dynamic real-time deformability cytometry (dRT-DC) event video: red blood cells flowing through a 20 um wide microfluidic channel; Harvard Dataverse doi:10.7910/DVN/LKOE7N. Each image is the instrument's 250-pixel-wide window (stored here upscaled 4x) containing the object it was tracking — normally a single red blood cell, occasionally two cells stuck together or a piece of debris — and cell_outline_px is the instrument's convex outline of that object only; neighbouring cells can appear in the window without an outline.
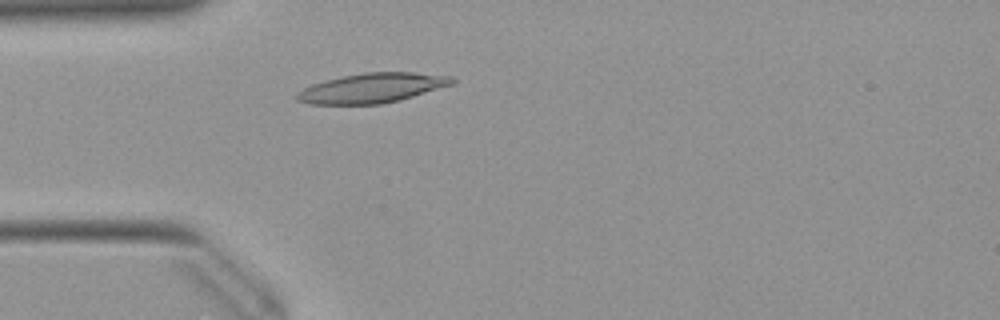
{"species": "Egyptian fruit bat (a non-hibernating species)", "species_latin": "Rousettus aegyptiacus", "temperature_condition": "warm", "stored_images_in_passage": 44, "camera_frame_rate_fps": 3000, "um_per_image_px": 0.085, "animal": {"sex": "female"}, "frame": {"image": 1, "passage_image": 7, "time_ms": 2.0, "image_size_px": [1000, 320], "cell_outline_px": [[456, 80], [452, 84], [400, 100], [380, 104], [308, 104], [296, 100], [296, 92], [312, 84], [324, 80], [364, 72], [412, 72], [452, 76]], "centroid_in_image_um": [31.6, 7.48], "position_along_channel_um": 53.4, "area_um2": 26.76}}
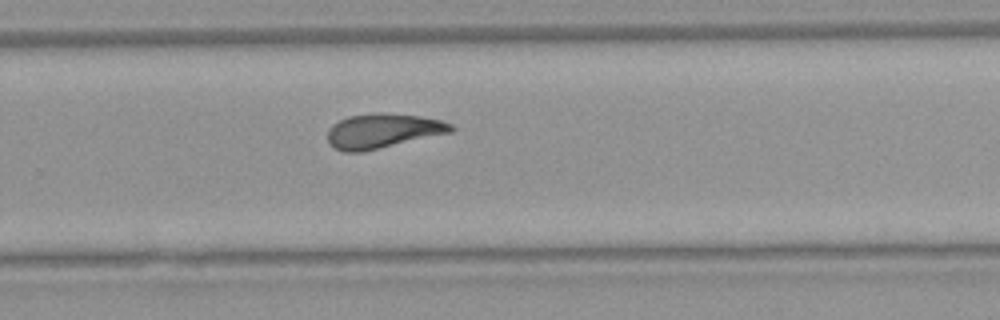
{"frame": {"image": 2, "passage_image": 26, "time_ms": 8.333, "image_size_px": [1000, 320], "cell_outline_px": [[456, 128], [452, 132], [360, 152], [344, 152], [336, 148], [328, 140], [328, 128], [332, 124], [348, 116], [376, 112], [420, 116], [440, 120], [452, 124]], "centroid_in_image_um": [32.54, 11.11], "position_along_channel_um": 297.3, "area_um2": 24.62}}
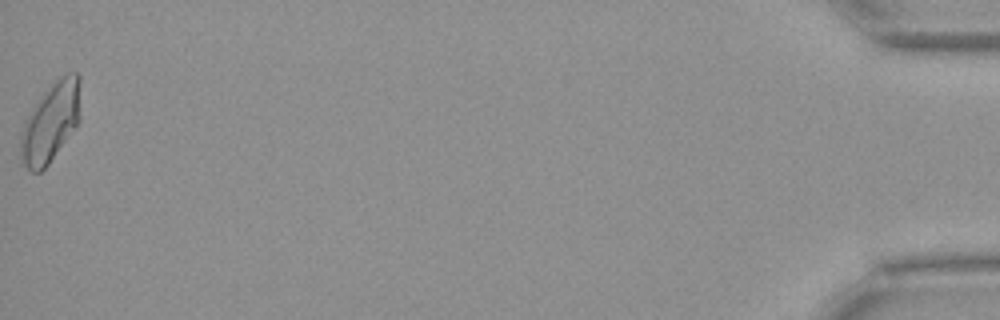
{"frame": {"image": 3, "passage_image": 44, "time_ms": 14.333, "image_size_px": [1000, 320], "cell_outline_px": [[80, 120], [48, 164], [40, 172], [32, 172], [20, 160], [20, 132], [24, 120], [40, 96], [52, 80], [68, 72], [76, 72], [80, 76]], "centroid_in_image_um": [4.29, 10.34], "position_along_channel_um": 430.9, "area_um2": 28.03}, "authors_computed_cell_mechanics": {"area_um2": 24.9118, "velocity_mm_per_s": 3.9516, "shape_relaxation_time_tau1_ms": 5.6289, "shape_relaxation_time_tau2_ms": 3.1139, "deformation_change_tau1": 0.1834, "deformation_change_tau2": 0.1083}}